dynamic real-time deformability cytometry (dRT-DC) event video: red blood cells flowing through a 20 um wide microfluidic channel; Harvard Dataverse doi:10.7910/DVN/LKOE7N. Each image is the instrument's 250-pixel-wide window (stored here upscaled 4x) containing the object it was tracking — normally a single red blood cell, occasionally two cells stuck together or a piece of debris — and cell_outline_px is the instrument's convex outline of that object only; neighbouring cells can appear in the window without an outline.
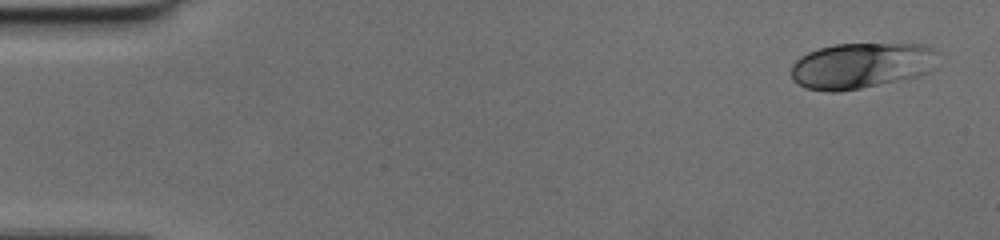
{"species": "human", "species_latin": "Homo sapiens", "temperature_condition": "cold", "stored_images_in_passage": 47, "camera_frame_rate_fps": 3000, "um_per_image_px": 0.085, "donor": {"sex": "female"}, "frame": {"image": 1, "passage_image": 1, "time_ms": 0.0, "image_size_px": [1000, 240], "cell_outline_px": [[940, 52], [928, 72], [916, 76], [860, 88], [840, 92], [828, 92], [804, 88], [796, 84], [792, 80], [792, 64], [800, 56], [808, 52], [820, 48], [836, 44], [924, 44]], "centroid_in_image_um": [73.16, 5.57], "position_along_channel_um": 11.8, "area_um2": 39.13}}
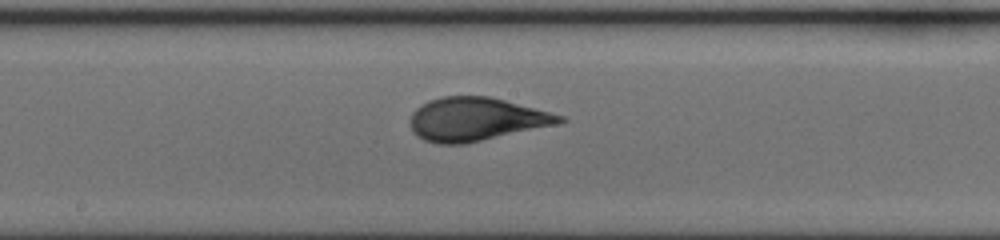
{"frame": {"image": 2, "passage_image": 25, "time_ms": 8.0, "image_size_px": [1000, 240], "cell_outline_px": [[568, 120], [556, 124], [464, 144], [436, 144], [424, 140], [416, 136], [412, 132], [412, 112], [420, 104], [428, 100], [440, 96], [488, 96], [504, 100], [564, 116]], "centroid_in_image_um": [40.41, 10.13], "position_along_channel_um": 207.8, "area_um2": 37.45}}
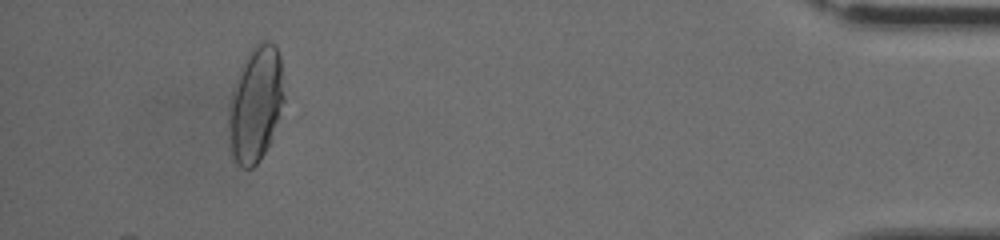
{"frame": {"image": 3, "passage_image": 44, "time_ms": 14.333, "image_size_px": [1000, 240], "cell_outline_px": [[284, 100], [280, 116], [268, 144], [260, 160], [252, 168], [244, 168], [236, 164], [232, 160], [228, 148], [228, 108], [232, 92], [244, 56], [256, 40], [268, 40], [276, 48], [280, 56], [284, 96]], "centroid_in_image_um": [21.69, 8.85], "position_along_channel_um": 413.5, "area_um2": 37.92}}